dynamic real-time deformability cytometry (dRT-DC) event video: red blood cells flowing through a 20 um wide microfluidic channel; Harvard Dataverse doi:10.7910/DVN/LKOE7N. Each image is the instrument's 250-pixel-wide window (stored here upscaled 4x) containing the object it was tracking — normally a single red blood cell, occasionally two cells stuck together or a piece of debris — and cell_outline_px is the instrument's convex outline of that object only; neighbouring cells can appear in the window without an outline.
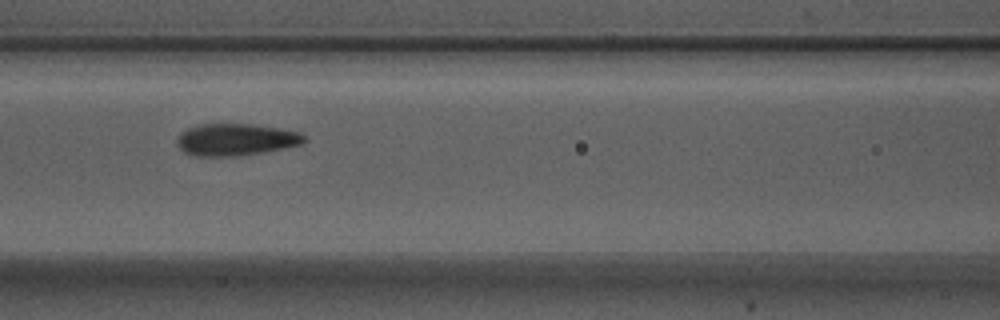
{"species": "Egyptian fruit bat (a non-hibernating species)", "species_latin": "Rousettus aegyptiacus", "temperature_condition": "warm", "stored_images_in_passage": 8, "camera_frame_rate_fps": 3000, "um_per_image_px": 0.085, "animal": {"sex": "male"}, "frame": {"image": 1, "passage_image": 7, "time_ms": 2.0, "image_size_px": [1000, 320], "cell_outline_px": [[308, 140], [300, 144], [284, 148], [264, 152], [236, 156], [196, 156], [184, 152], [176, 144], [176, 140], [180, 132], [196, 124], [252, 124], [280, 128], [300, 132], [308, 136]], "centroid_in_image_um": [20.05, 11.86], "position_along_channel_um": 146.5, "area_um2": 23.99}}
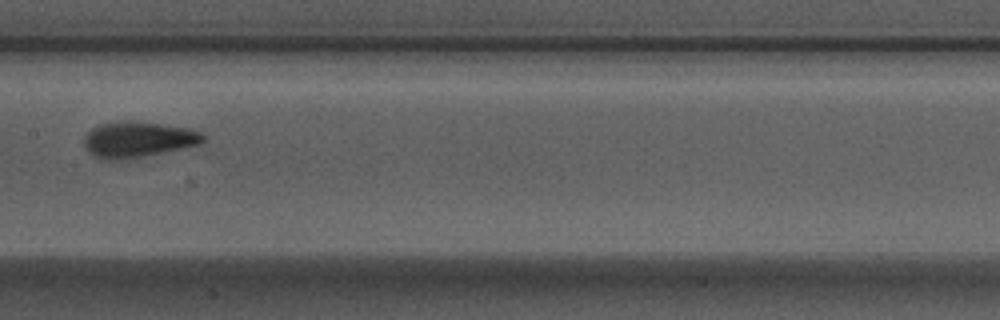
{"frame": {"image": 2, "passage_image": 8, "time_ms": 2.333, "image_size_px": [1000, 320], "cell_outline_px": [[208, 136], [200, 144], [164, 152], [124, 160], [104, 160], [92, 156], [84, 148], [84, 136], [92, 128], [100, 124], [120, 120], [132, 120], [192, 128]], "centroid_in_image_um": [11.71, 11.85], "position_along_channel_um": 195.7, "area_um2": 25.32}}